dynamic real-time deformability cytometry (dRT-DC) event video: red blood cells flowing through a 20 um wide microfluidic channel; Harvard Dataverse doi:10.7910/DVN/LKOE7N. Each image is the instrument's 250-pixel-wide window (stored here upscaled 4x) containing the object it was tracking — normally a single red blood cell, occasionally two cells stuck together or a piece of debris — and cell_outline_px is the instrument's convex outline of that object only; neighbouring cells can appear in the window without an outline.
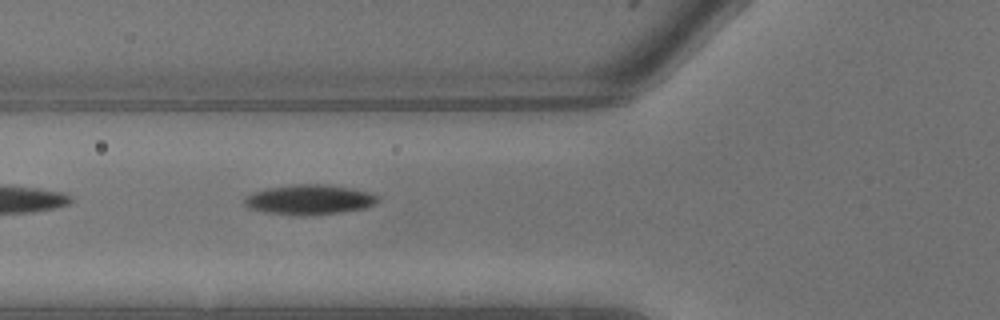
{"species": "common noctule bat (a hibernating species)", "species_latin": "Nyctalus noctula", "temperature_condition": "warm", "stored_images_in_passage": 4, "camera_frame_rate_fps": 3000, "um_per_image_px": 0.085, "animal": {"sex": "male", "body_mass_g": 13.3}, "frame": {"image": 1, "passage_image": 4, "time_ms": 1.0, "image_size_px": [1000, 320], "cell_outline_px": [[380, 200], [376, 204], [364, 208], [340, 212], [300, 216], [264, 212], [248, 208], [244, 204], [244, 200], [252, 192], [268, 188], [296, 184], [320, 184], [352, 188], [368, 192], [380, 196]], "centroid_in_image_um": [26.31, 16.97], "position_along_channel_um": 99.5, "area_um2": 23.24}}